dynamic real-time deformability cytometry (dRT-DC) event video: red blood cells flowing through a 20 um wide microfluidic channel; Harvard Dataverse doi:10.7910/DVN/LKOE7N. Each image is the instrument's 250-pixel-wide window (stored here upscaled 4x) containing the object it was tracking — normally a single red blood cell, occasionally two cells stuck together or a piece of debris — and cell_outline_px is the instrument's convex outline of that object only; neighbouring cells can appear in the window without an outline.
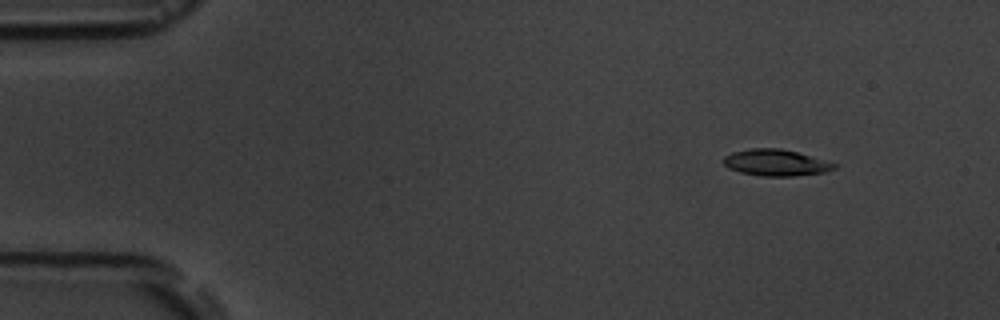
{"species": "common noctule bat (a hibernating species)", "species_latin": "Nyctalus noctula", "temperature_condition": "room temperature", "stored_images_in_passage": 3, "camera_frame_rate_fps": 3000, "um_per_image_px": 0.085, "animal": {"sex": "male", "body_mass_g": 19.5, "forearm_length_mm": 54.6}, "frame": {"image": 1, "passage_image": 1, "time_ms": 0.0, "image_size_px": [1000, 320], "cell_outline_px": [[840, 164], [836, 168], [824, 172], [796, 176], [760, 176], [740, 172], [728, 168], [724, 164], [724, 156], [732, 152], [748, 148], [780, 148], [796, 152]], "centroid_in_image_um": [65.95, 13.82], "position_along_channel_um": 19.0, "area_um2": 17.17}}
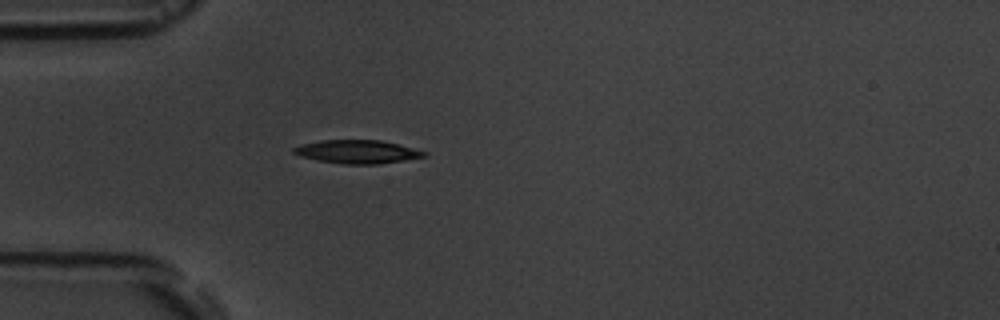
{"frame": {"image": 2, "passage_image": 3, "time_ms": 3.333, "image_size_px": [1000, 320], "cell_outline_px": [[428, 152], [424, 156], [404, 160], [380, 164], [344, 164], [316, 160], [300, 156], [292, 152], [292, 148], [304, 144], [320, 140], [380, 140]], "centroid_in_image_um": [30.33, 12.9], "position_along_channel_um": 54.7, "area_um2": 17.57}}